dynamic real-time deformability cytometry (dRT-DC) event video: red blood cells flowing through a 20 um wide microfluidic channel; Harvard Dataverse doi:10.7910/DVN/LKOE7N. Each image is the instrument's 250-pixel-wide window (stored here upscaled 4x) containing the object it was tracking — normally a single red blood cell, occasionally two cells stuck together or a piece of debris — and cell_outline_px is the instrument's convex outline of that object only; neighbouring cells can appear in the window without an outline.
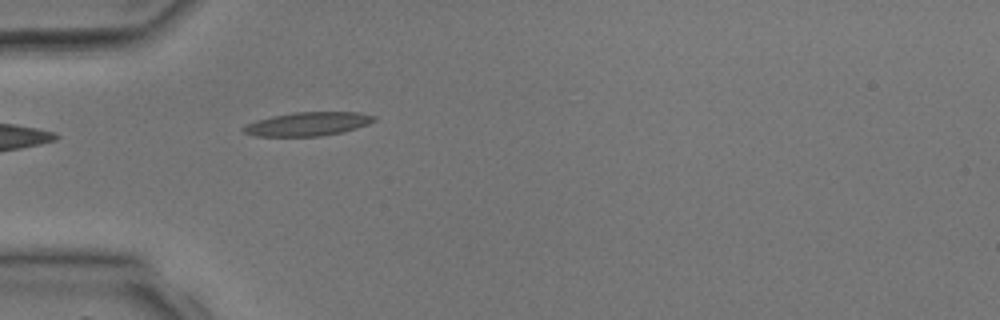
{"species": "common noctule bat (a hibernating species)", "species_latin": "Nyctalus noctula", "temperature_condition": "room temperature", "stored_images_in_passage": 3, "camera_frame_rate_fps": 3000, "um_per_image_px": 0.085, "animal": {"sex": "male", "body_mass_g": 17.9, "forearm_length_mm": 54.2}, "frame": {"image": 1, "passage_image": 3, "time_ms": 3.333, "image_size_px": [1000, 320], "cell_outline_px": [[376, 120], [368, 124], [344, 132], [320, 136], [256, 136], [244, 132], [240, 128], [256, 120], [272, 116], [292, 112], [360, 112], [376, 116]], "centroid_in_image_um": [26.18, 10.53], "position_along_channel_um": 58.8, "area_um2": 18.09}}